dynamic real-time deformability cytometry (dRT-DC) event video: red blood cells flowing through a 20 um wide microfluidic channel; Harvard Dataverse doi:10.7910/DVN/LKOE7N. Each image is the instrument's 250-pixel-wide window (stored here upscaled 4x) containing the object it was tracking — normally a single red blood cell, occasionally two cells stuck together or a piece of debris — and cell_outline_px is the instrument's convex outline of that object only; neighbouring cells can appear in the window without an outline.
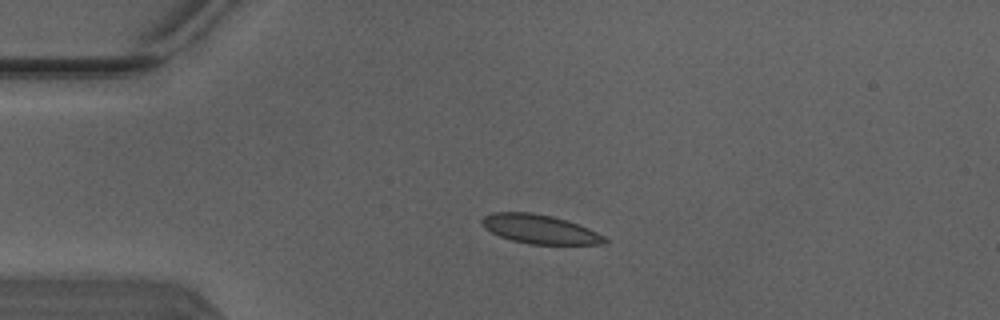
{"species": "Egyptian fruit bat (a non-hibernating species)", "species_latin": "Rousettus aegyptiacus", "temperature_condition": "warm", "stored_images_in_passage": 5, "camera_frame_rate_fps": 3000, "um_per_image_px": 0.085, "animal": {"sex": "male"}, "frame": {"image": 1, "passage_image": 2, "time_ms": 0.333, "image_size_px": [1000, 320], "cell_outline_px": [[608, 240], [604, 244], [528, 244], [512, 240], [500, 236], [484, 228], [480, 224], [480, 220], [484, 216], [492, 212], [532, 212], [552, 216], [588, 228], [604, 236]], "centroid_in_image_um": [45.83, 19.47], "position_along_channel_um": 39.2, "area_um2": 20.63}}
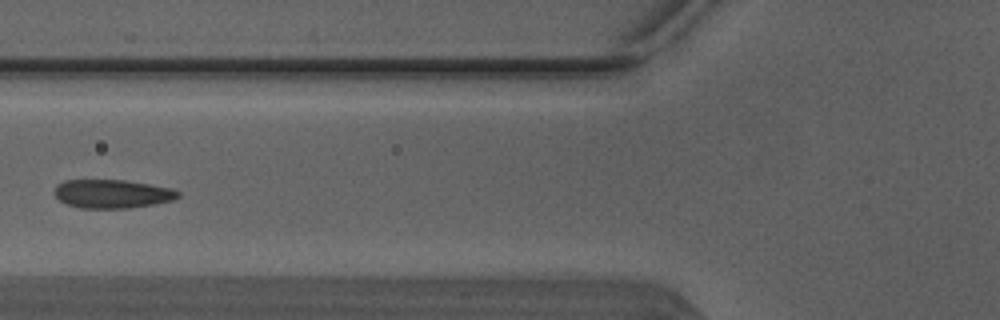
{"frame": {"image": 2, "passage_image": 4, "time_ms": 1.0, "image_size_px": [1000, 320], "cell_outline_px": [[180, 196], [172, 200], [156, 204], [128, 208], [80, 208], [68, 204], [60, 200], [52, 192], [56, 184], [64, 180], [124, 180], [172, 188], [180, 192]], "centroid_in_image_um": [9.52, 16.47], "position_along_channel_um": 116.3, "area_um2": 20.69}}
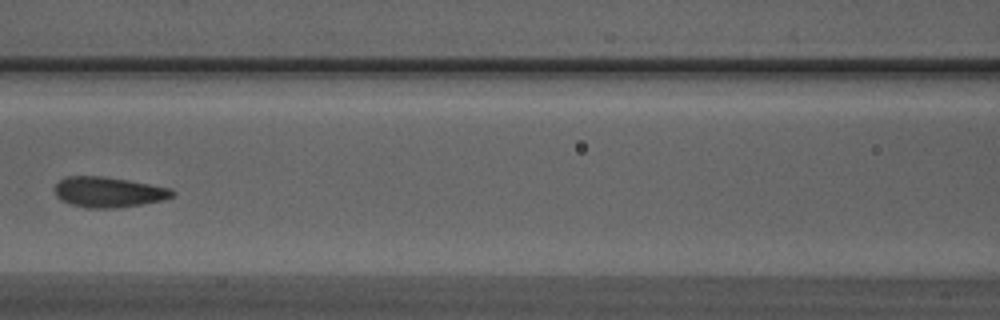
{"frame": {"image": 3, "passage_image": 5, "time_ms": 1.333, "image_size_px": [1000, 320], "cell_outline_px": [[176, 192], [172, 196], [160, 200], [140, 204], [116, 208], [88, 208], [72, 204], [60, 200], [56, 196], [56, 184], [64, 176], [100, 176], [128, 180], [168, 188]], "centroid_in_image_um": [9.17, 16.32], "position_along_channel_um": 157.4, "area_um2": 20.46}}